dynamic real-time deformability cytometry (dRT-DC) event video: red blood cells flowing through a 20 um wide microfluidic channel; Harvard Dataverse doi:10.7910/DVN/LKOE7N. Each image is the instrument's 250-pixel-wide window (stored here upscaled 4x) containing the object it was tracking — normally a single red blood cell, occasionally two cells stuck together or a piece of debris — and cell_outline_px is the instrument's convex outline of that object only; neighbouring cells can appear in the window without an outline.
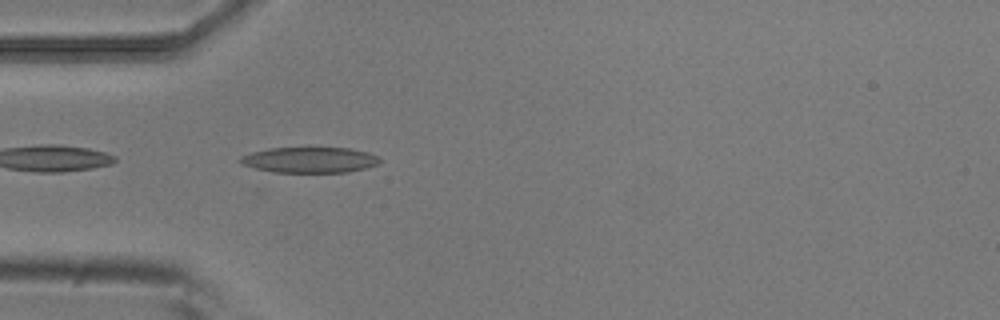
{"species": "common noctule bat (a hibernating species)", "species_latin": "Nyctalus noctula", "temperature_condition": "room temperature", "stored_images_in_passage": 2, "camera_frame_rate_fps": 3000, "um_per_image_px": 0.085, "animal": {"sex": "male", "body_mass_g": 20.5, "forearm_length_mm": 52.5}, "frame": {"image": 1, "passage_image": 2, "time_ms": 0.333, "image_size_px": [1000, 320], "cell_outline_px": [[380, 164], [348, 172], [272, 172], [256, 168], [244, 164], [240, 160], [240, 156], [252, 152], [268, 148], [352, 148], [368, 152], [380, 156]], "centroid_in_image_um": [26.38, 13.59], "position_along_channel_um": 58.6, "area_um2": 20.81}}